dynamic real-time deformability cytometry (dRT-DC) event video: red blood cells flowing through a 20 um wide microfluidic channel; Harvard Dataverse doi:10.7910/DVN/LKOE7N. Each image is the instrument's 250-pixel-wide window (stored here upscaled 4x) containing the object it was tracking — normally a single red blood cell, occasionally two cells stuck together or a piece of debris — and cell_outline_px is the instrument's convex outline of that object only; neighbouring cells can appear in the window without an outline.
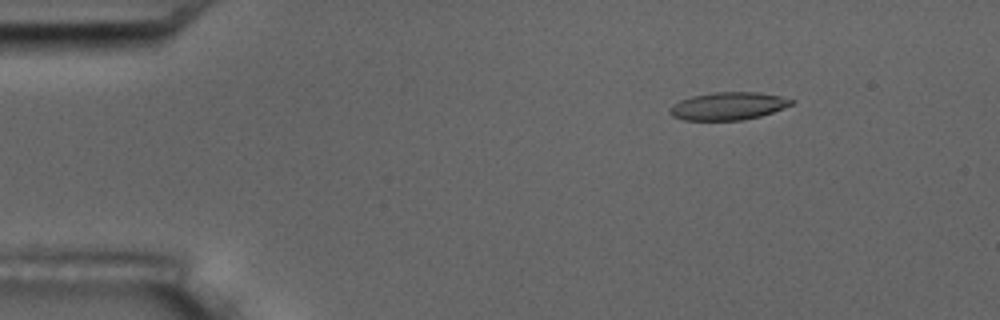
{"species": "common noctule bat (a hibernating species)", "species_latin": "Nyctalus noctula", "temperature_condition": "room temperature", "stored_images_in_passage": 4, "segment_of_instrument_passage": [1, 2], "camera_frame_rate_fps": 3000, "um_per_image_px": 0.085, "animal": {"sex": "male", "body_mass_g": 17.5, "forearm_length_mm": 52.3}, "frame": {"image": 1, "passage_image": 1, "time_ms": 0.0, "image_size_px": [1000, 320], "cell_outline_px": [[796, 100], [792, 104], [784, 108], [760, 116], [744, 120], [684, 120], [672, 116], [668, 112], [668, 108], [672, 104], [680, 100], [692, 96], [716, 92], [760, 92], [780, 96]], "centroid_in_image_um": [61.88, 9.01], "position_along_channel_um": 23.1, "area_um2": 19.77}}